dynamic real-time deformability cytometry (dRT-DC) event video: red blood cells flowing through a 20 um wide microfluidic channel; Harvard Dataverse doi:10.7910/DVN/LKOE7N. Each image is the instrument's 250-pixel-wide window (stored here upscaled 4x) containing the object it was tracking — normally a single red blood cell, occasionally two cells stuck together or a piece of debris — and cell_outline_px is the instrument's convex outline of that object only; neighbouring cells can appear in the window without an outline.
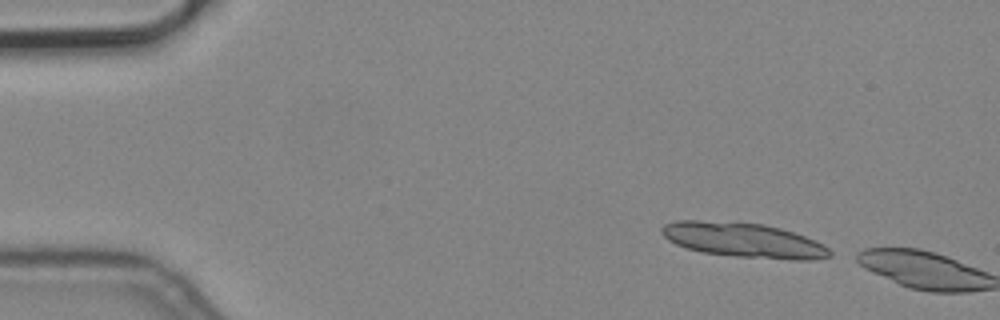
{"species": "common noctule bat (a hibernating species)", "species_latin": "Nyctalus noctula", "temperature_condition": "cold", "stored_images_in_passage": 2, "camera_frame_rate_fps": 3000, "um_per_image_px": 0.085, "animal": {"sex": "male", "body_mass_g": 19.2, "forearm_length_mm": 51.8}, "frame": {"image": 1, "passage_image": 1, "time_ms": 0.0, "image_size_px": [1000, 320], "cell_outline_px": [[832, 256], [812, 260], [792, 260], [736, 256], [704, 252], [688, 248], [676, 244], [668, 240], [660, 232], [660, 228], [664, 224], [676, 220], [700, 220], [764, 224], [780, 228], [804, 236], [828, 248], [832, 252]], "centroid_in_image_um": [63.17, 20.41], "position_along_channel_um": 21.8, "area_um2": 33.7}}